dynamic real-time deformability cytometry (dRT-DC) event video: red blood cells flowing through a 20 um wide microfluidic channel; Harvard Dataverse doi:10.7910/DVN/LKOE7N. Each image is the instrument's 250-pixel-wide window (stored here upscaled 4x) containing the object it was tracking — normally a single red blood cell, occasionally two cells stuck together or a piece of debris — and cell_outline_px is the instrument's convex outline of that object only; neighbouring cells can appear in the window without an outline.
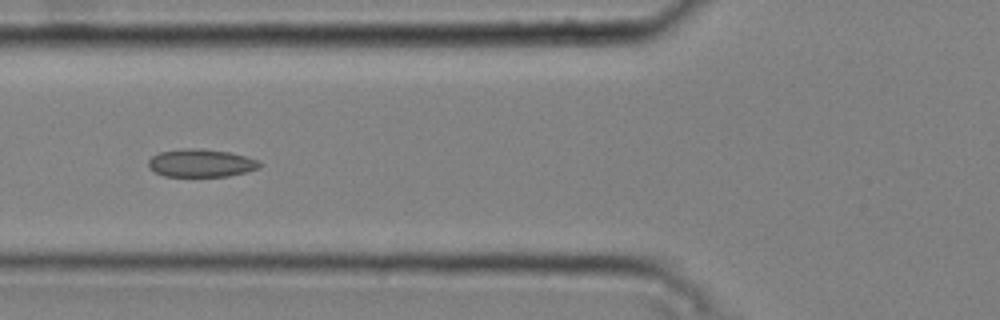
{"species": "common noctule bat (a hibernating species)", "species_latin": "Nyctalus noctula", "temperature_condition": "cold", "stored_images_in_passage": 37, "camera_frame_rate_fps": 3000, "um_per_image_px": 0.085, "animal": {"sex": "male", "body_mass_g": 20.4}, "frame": {"image": 1, "passage_image": 6, "time_ms": 1.667, "image_size_px": [1000, 320], "cell_outline_px": [[264, 164], [260, 168], [228, 176], [164, 176], [148, 168], [148, 160], [152, 156], [160, 152], [184, 148], [200, 148], [228, 152], [260, 160]], "centroid_in_image_um": [17.1, 13.86], "position_along_channel_um": 108.7, "area_um2": 18.15}}
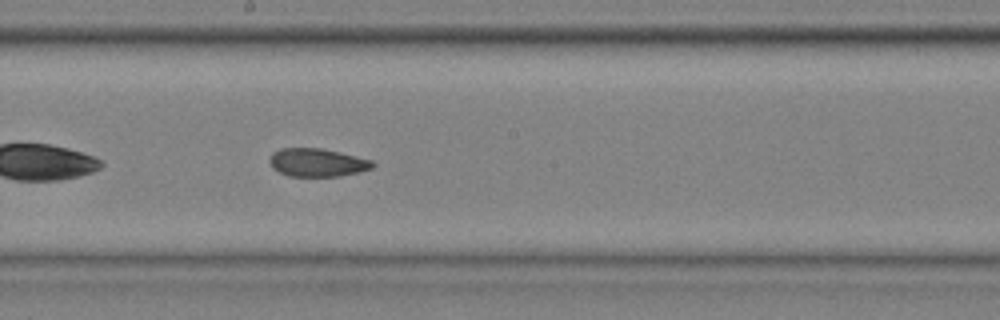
{"frame": {"image": 2, "passage_image": 15, "time_ms": 4.667, "image_size_px": [1000, 320], "cell_outline_px": [[376, 164], [372, 168], [360, 172], [340, 176], [288, 176], [272, 168], [268, 160], [272, 152], [280, 148], [320, 148], [340, 152], [372, 160]], "centroid_in_image_um": [26.96, 13.81], "position_along_channel_um": 221.2, "area_um2": 17.05}}
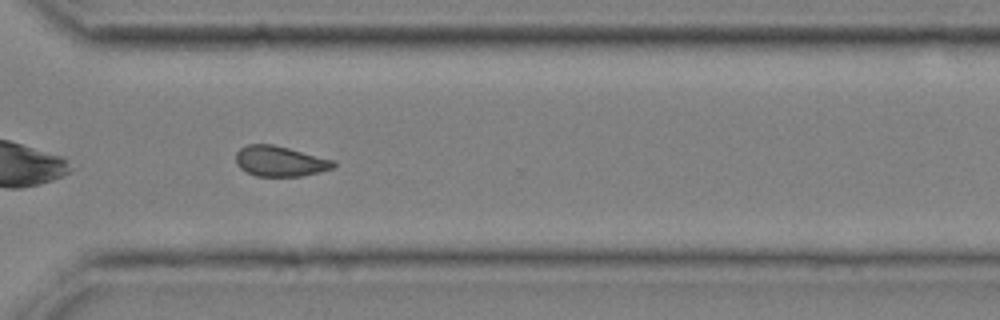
{"frame": {"image": 3, "passage_image": 25, "time_ms": 8.0, "image_size_px": [1000, 320], "cell_outline_px": [[336, 164], [332, 168], [320, 172], [300, 176], [256, 176], [240, 168], [236, 164], [236, 152], [240, 148], [248, 144], [272, 144], [336, 160]], "centroid_in_image_um": [23.8, 13.7], "position_along_channel_um": 346.8, "area_um2": 17.28}, "authors_computed_cell_mechanics": {"area_um2": 17.3978, "velocity_mm_per_s": 3.7509, "shape_relaxation_time_tau1_ms": null, "shape_relaxation_time_tau2_ms": 3.1077, "deformation_change_tau1": null, "deformation_change_tau2": 0.0912}}